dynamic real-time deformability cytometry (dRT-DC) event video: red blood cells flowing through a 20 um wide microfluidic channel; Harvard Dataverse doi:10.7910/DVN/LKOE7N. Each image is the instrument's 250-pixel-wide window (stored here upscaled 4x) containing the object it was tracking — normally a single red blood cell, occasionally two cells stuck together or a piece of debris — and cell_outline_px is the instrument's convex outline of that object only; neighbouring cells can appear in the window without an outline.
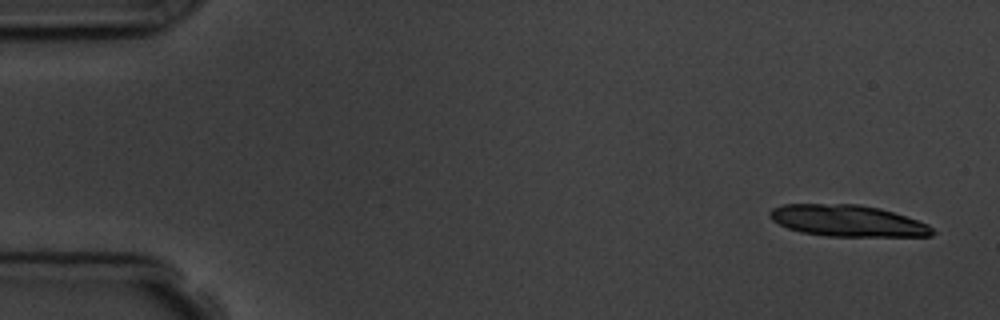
{"species": "common noctule bat (a hibernating species)", "species_latin": "Nyctalus noctula", "temperature_condition": "room temperature", "stored_images_in_passage": 5, "camera_frame_rate_fps": 3000, "um_per_image_px": 0.085, "animal": {"sex": "male", "body_mass_g": 19.5, "forearm_length_mm": 54.6}, "frame": {"image": 1, "passage_image": 1, "time_ms": 0.0, "image_size_px": [1000, 320], "cell_outline_px": [[936, 232], [932, 236], [824, 236], [800, 232], [788, 228], [772, 220], [768, 216], [768, 212], [772, 208], [784, 204], [856, 204], [880, 208], [928, 224]], "centroid_in_image_um": [72.01, 18.77], "position_along_channel_um": 13.0, "area_um2": 29.77}}